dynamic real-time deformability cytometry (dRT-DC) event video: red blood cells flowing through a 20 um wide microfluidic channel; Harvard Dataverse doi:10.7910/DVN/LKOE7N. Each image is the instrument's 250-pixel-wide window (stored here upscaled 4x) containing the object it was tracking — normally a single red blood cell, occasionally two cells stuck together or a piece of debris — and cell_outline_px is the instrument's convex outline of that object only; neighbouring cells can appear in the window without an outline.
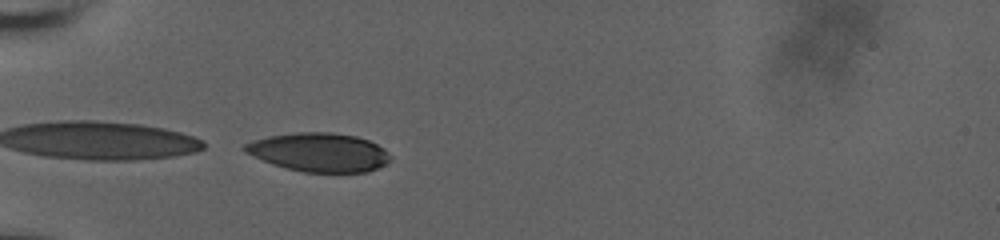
{"species": "human", "species_latin": "Homo sapiens", "temperature_condition": "room temperature", "stored_images_in_passage": 39, "camera_frame_rate_fps": 3000, "um_per_image_px": 0.085, "donor": {"sex": "male"}, "frame": {"image": 1, "passage_image": 1, "time_ms": 0.0, "image_size_px": [1000, 240], "cell_outline_px": [[392, 160], [368, 172], [304, 172], [272, 164], [244, 152], [240, 148], [244, 144], [252, 140], [268, 136], [296, 132], [332, 132], [356, 136], [368, 140], [384, 148], [392, 156]], "centroid_in_image_um": [27.11, 12.93], "position_along_channel_um": 57.9, "area_um2": 33.0}}
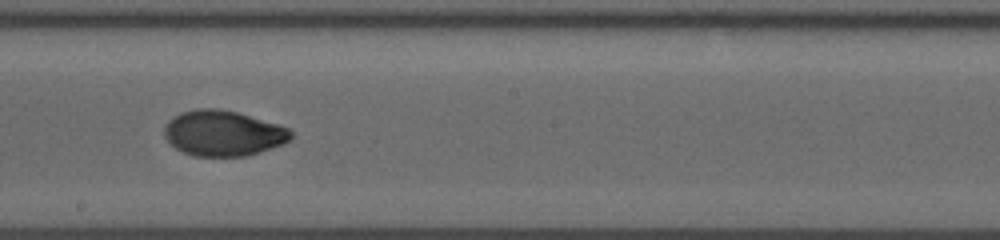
{"frame": {"image": 2, "passage_image": 16, "time_ms": 5.0, "image_size_px": [1000, 240], "cell_outline_px": [[292, 136], [288, 140], [280, 144], [244, 156], [192, 156], [176, 148], [164, 136], [164, 128], [168, 120], [180, 112], [196, 108], [220, 108], [236, 112], [276, 124], [288, 128], [292, 132]], "centroid_in_image_um": [18.9, 11.31], "position_along_channel_um": 229.3, "area_um2": 33.12}}
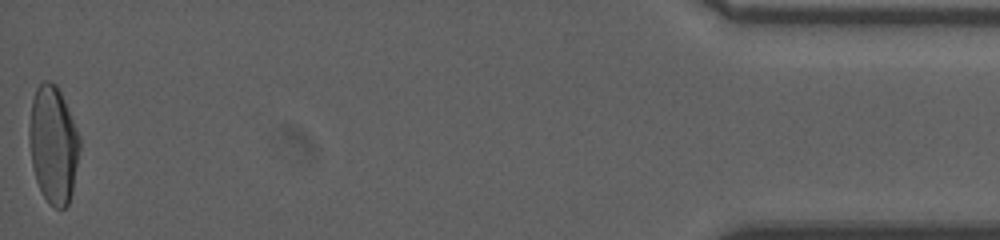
{"frame": {"image": 3, "passage_image": 39, "time_ms": 12.667, "image_size_px": [1000, 240], "cell_outline_px": [[80, 148], [72, 192], [68, 204], [64, 208], [56, 208], [48, 204], [36, 180], [32, 164], [28, 136], [28, 128], [32, 100], [36, 88], [44, 80], [48, 80], [56, 84], [60, 92], [80, 136]], "centroid_in_image_um": [4.52, 12.29], "position_along_channel_um": 430.7, "area_um2": 34.45}, "authors_computed_cell_mechanics": {"area_um2": 33.5818, "velocity_mm_per_s": 3.7349, "shape_relaxation_time_tau1_ms": 4.3525, "shape_relaxation_time_tau2_ms": 1.5552, "deformation_change_tau1": 0.181, "deformation_change_tau2": 0.0446}}